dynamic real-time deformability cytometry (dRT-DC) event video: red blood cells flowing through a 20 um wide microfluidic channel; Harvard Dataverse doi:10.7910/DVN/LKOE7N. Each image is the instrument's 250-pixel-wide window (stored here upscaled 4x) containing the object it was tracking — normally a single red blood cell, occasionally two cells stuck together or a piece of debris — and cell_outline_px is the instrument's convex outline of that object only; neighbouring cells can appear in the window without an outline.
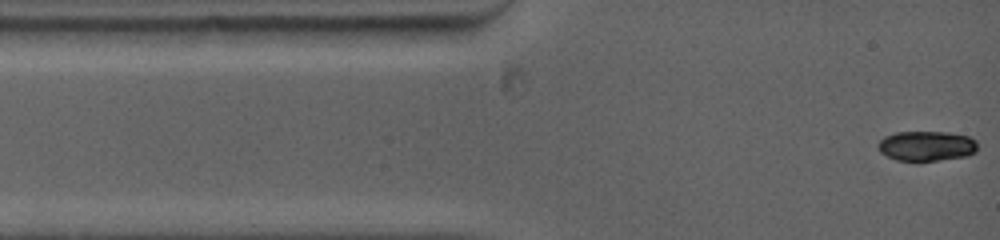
{"species": "common noctule bat (a hibernating species)", "species_latin": "Nyctalus noctula", "temperature_condition": "warm", "stored_images_in_passage": 60, "camera_frame_rate_fps": 5000, "um_per_image_px": 0.085, "animal": {"sex": "female", "body_mass_g": 19.0, "forearm_length_mm": 53.3}, "frame": {"image": 1, "passage_image": 1, "time_ms": 0.0, "image_size_px": [1000, 240], "cell_outline_px": [[976, 152], [964, 156], [936, 160], [896, 160], [880, 152], [876, 148], [876, 144], [884, 136], [896, 132], [948, 132], [968, 136], [976, 140]], "centroid_in_image_um": [78.71, 12.39], "position_along_channel_um": 6.3, "area_um2": 17.28}}
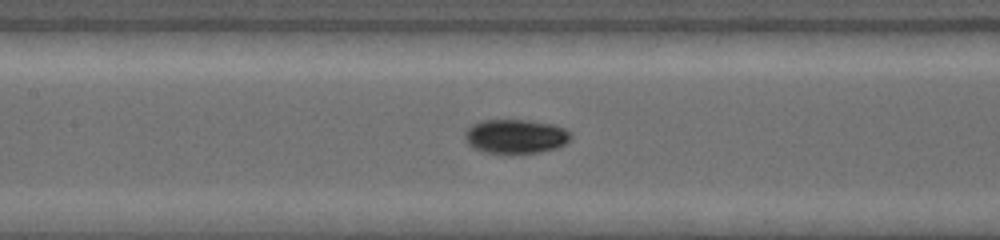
{"frame": {"image": 2, "passage_image": 27, "time_ms": 5.2, "image_size_px": [1000, 240], "cell_outline_px": [[572, 136], [564, 144], [556, 148], [540, 152], [484, 152], [472, 148], [464, 140], [464, 132], [472, 124], [480, 120], [528, 120], [552, 124], [564, 128], [572, 132]], "centroid_in_image_um": [43.8, 11.57], "position_along_channel_um": 163.6, "area_um2": 21.04}}
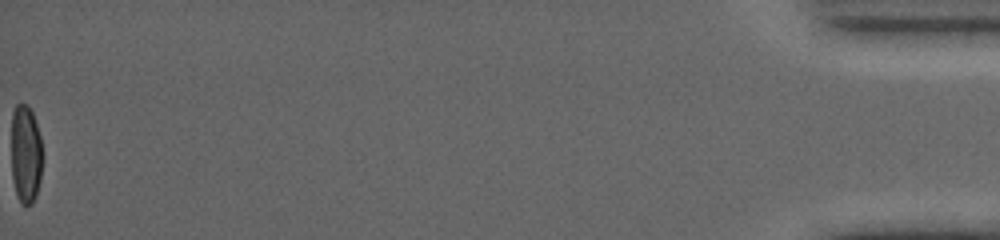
{"frame": {"image": 3, "passage_image": 60, "time_ms": 16.4, "image_size_px": [1000, 240], "cell_outline_px": [[40, 180], [36, 196], [32, 204], [24, 208], [20, 204], [12, 180], [12, 112], [16, 104], [28, 104], [32, 112], [40, 136]], "centroid_in_image_um": [2.16, 13.14], "position_along_channel_um": 433.0, "area_um2": 17.74}, "authors_computed_cell_mechanics": {"area_um2": 19.0451, "velocity_mm_per_s": 3.9507, "shape_relaxation_time_tau1_ms": 6.1913, "shape_relaxation_time_tau2_ms": null, "deformation_change_tau1": 0.2283, "deformation_change_tau2": null}}